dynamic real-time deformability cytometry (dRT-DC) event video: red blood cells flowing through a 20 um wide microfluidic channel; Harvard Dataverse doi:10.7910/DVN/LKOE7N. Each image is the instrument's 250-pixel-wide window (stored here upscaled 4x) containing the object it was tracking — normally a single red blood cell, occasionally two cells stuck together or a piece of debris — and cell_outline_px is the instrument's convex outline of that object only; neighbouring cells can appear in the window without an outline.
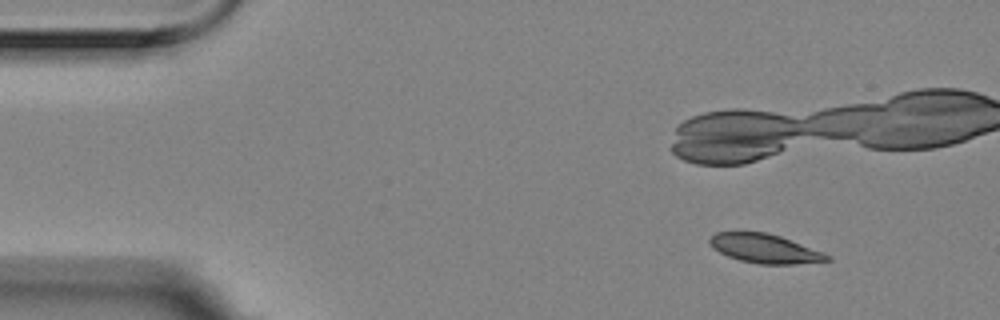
{"species": "Egyptian fruit bat (a non-hibernating species)", "species_latin": "Rousettus aegyptiacus", "temperature_condition": "room temperature", "stored_images_in_passage": 3, "camera_frame_rate_fps": 3000, "um_per_image_px": 0.085, "animal": {"sex": "female"}, "frame": {"image": 1, "passage_image": 1, "time_ms": 0.0, "image_size_px": [1000, 320], "cell_outline_px": [[832, 260], [796, 264], [760, 264], [740, 260], [728, 256], [712, 248], [708, 240], [716, 232], [768, 232], [780, 236], [824, 252], [832, 256]], "centroid_in_image_um": [65.04, 21.13], "position_along_channel_um": 20.0, "area_um2": 19.88}}